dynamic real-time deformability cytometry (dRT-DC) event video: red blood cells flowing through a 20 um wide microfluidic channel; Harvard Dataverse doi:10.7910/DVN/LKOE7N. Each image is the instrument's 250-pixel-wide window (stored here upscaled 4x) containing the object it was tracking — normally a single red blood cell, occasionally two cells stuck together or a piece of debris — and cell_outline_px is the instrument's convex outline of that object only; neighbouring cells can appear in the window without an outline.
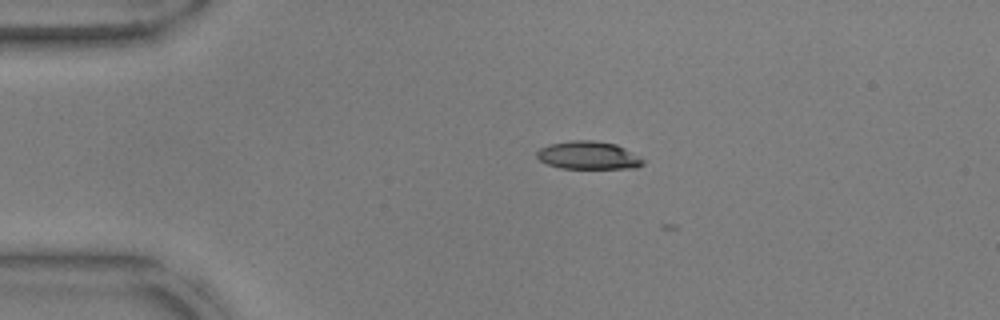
{"species": "common noctule bat (a hibernating species)", "species_latin": "Nyctalus noctula", "temperature_condition": "warm", "stored_images_in_passage": 2, "camera_frame_rate_fps": 3000, "um_per_image_px": 0.085, "animal": {"sex": "male", "body_mass_g": 17.9, "forearm_length_mm": 54.2}, "frame": {"image": 1, "passage_image": 1, "time_ms": 0.0, "image_size_px": [1000, 320], "cell_outline_px": [[644, 164], [636, 168], [560, 168], [548, 164], [540, 160], [536, 156], [536, 152], [540, 148], [548, 144], [572, 140], [592, 140], [616, 144], [624, 148], [644, 160]], "centroid_in_image_um": [49.98, 13.2], "position_along_channel_um": 35.0, "area_um2": 17.22}}